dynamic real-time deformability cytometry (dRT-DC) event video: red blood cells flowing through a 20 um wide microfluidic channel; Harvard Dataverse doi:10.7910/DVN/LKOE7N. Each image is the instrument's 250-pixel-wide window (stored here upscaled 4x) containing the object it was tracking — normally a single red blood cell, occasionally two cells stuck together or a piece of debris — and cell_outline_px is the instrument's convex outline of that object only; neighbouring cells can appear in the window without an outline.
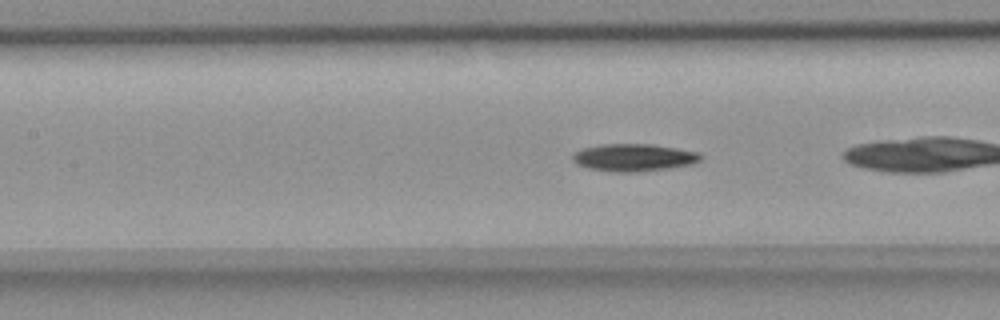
{"species": "common noctule bat (a hibernating species)", "species_latin": "Nyctalus noctula", "temperature_condition": "room temperature", "stored_images_in_passage": 40, "camera_frame_rate_fps": 3000, "um_per_image_px": 0.085, "animal": {"sex": "female", "body_mass_g": 18.4}, "frame": {"image": 1, "passage_image": 18, "time_ms": 5.667, "image_size_px": [1000, 320], "cell_outline_px": [[704, 156], [700, 160], [692, 164], [668, 168], [636, 172], [616, 172], [588, 168], [576, 164], [572, 160], [572, 156], [576, 152], [584, 148], [600, 144], [652, 144], [700, 152]], "centroid_in_image_um": [53.89, 13.38], "position_along_channel_um": 153.5, "area_um2": 20.46}, "authors_computed_cell_mechanics": {"area_um2": 20.1722, "velocity_mm_per_s": 3.6392, "shape_relaxation_time_tau1_ms": 4.7716, "shape_relaxation_time_tau2_ms": 10.2912, "deformation_change_tau1": 0.1179, "deformation_change_tau2": 0.1427}}